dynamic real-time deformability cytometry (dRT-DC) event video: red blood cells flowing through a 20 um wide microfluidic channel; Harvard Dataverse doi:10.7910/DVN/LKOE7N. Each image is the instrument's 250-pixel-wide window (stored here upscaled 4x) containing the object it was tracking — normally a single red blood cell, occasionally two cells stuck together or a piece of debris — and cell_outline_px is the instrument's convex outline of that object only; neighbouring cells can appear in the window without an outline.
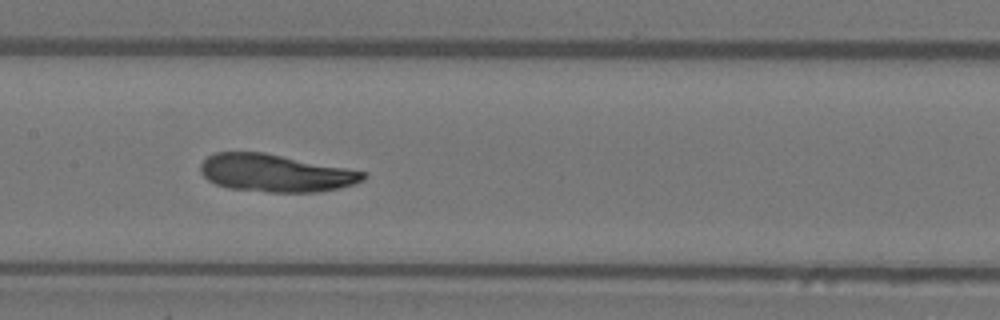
{"species": "Egyptian fruit bat (a non-hibernating species)", "species_latin": "Rousettus aegyptiacus", "temperature_condition": "warm", "stored_images_in_passage": 37, "camera_frame_rate_fps": 3000, "um_per_image_px": 0.085, "animal": {"sex": "female"}, "frame": {"image": 1, "passage_image": 13, "time_ms": 4.0, "image_size_px": [1000, 320], "cell_outline_px": [[368, 176], [364, 180], [352, 184], [320, 192], [268, 192], [228, 188], [216, 184], [208, 180], [200, 172], [200, 164], [208, 156], [216, 152], [264, 152], [368, 172]], "centroid_in_image_um": [23.42, 14.71], "position_along_channel_um": 184.0, "area_um2": 35.66}}
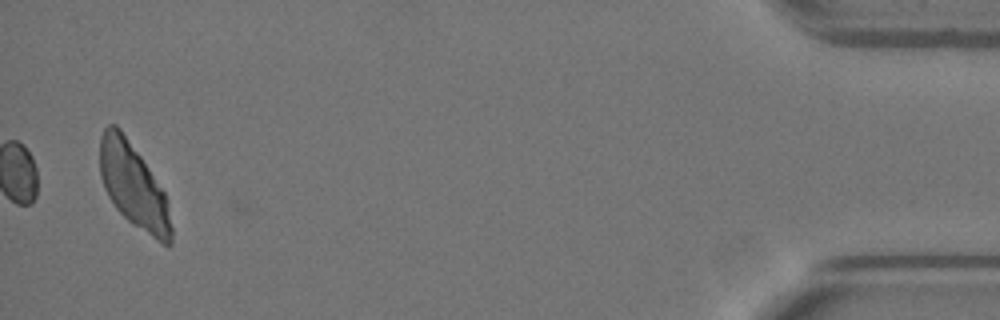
{"frame": {"image": 2, "passage_image": 37, "time_ms": 12.0, "image_size_px": [1000, 320], "cell_outline_px": [[172, 244], [164, 244], [156, 240], [132, 224], [116, 208], [108, 196], [104, 188], [100, 176], [100, 136], [104, 128], [108, 124], [116, 124], [120, 128], [140, 156], [164, 192], [172, 228]], "centroid_in_image_um": [11.32, 15.79], "position_along_channel_um": 423.9, "area_um2": 34.68}}